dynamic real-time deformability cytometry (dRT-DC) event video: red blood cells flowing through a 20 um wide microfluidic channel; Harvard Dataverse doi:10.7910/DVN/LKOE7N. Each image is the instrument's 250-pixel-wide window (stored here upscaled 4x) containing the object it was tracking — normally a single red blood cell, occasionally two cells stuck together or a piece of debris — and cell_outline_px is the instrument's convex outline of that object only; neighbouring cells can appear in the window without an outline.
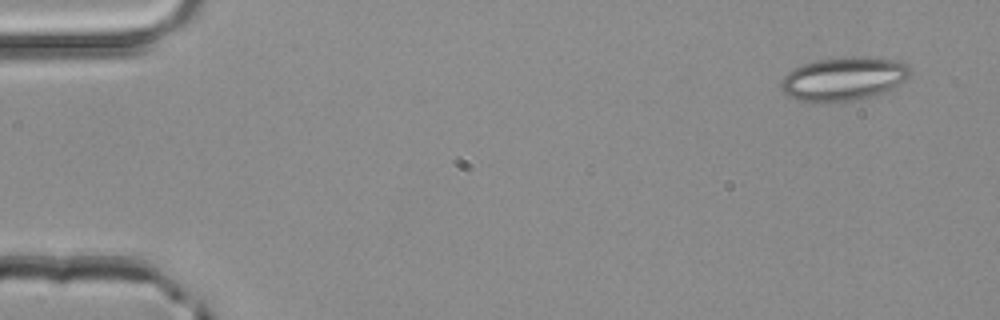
{"species": "common noctule bat (a hibernating species)", "species_latin": "Nyctalus noctula", "temperature_condition": "room temperature", "stored_images_in_passage": 3, "camera_frame_rate_fps": 3000, "um_per_image_px": 0.085, "animal": {"sex": "male", "body_mass_g": 20.4}, "frame": {"image": 1, "passage_image": 1, "time_ms": 0.0, "image_size_px": [1000, 320], "cell_outline_px": [[912, 72], [904, 80], [892, 88], [876, 96], [856, 100], [800, 100], [788, 96], [780, 88], [780, 84], [784, 76], [792, 68], [816, 60], [896, 60], [908, 64], [912, 68]], "centroid_in_image_um": [71.7, 6.73], "position_along_channel_um": 13.3, "area_um2": 31.21}}